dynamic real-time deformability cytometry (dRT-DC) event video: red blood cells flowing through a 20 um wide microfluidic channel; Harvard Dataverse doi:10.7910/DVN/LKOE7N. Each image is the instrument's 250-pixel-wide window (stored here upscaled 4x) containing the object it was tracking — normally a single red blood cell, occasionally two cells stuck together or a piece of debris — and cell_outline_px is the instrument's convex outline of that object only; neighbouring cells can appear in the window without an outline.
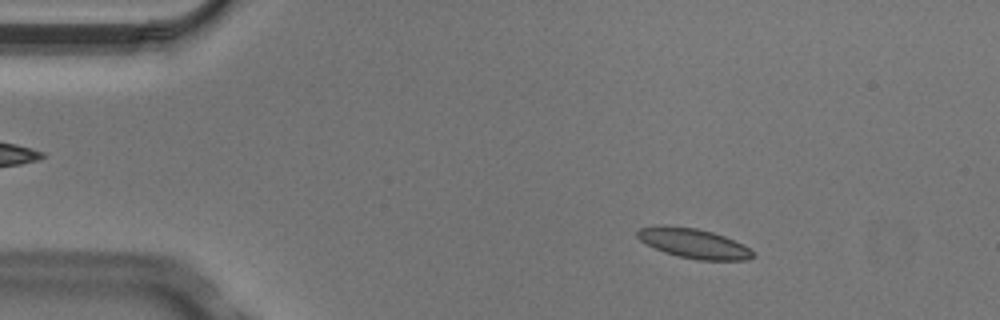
{"species": "Egyptian fruit bat (a non-hibernating species)", "species_latin": "Rousettus aegyptiacus", "temperature_condition": "cold", "stored_images_in_passage": 4, "camera_frame_rate_fps": 3000, "um_per_image_px": 0.085, "animal": {"sex": "male"}, "frame": {"image": 1, "passage_image": 2, "time_ms": 0.333, "image_size_px": [1000, 320], "cell_outline_px": [[756, 256], [748, 260], [696, 260], [676, 256], [664, 252], [640, 240], [636, 236], [636, 232], [640, 228], [696, 228], [712, 232], [724, 236], [744, 244]], "centroid_in_image_um": [59.06, 20.74], "position_along_channel_um": 25.9, "area_um2": 19.31}}